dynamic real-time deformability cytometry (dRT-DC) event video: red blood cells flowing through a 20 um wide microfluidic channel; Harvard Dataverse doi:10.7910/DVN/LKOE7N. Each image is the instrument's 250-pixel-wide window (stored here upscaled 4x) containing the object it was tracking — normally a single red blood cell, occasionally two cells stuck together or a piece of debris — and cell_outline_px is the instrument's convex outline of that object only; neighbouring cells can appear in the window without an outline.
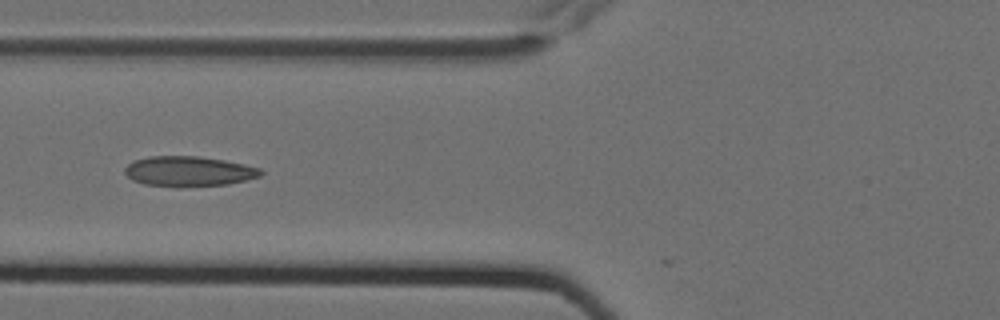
{"species": "Egyptian fruit bat (a non-hibernating species)", "species_latin": "Rousettus aegyptiacus", "temperature_condition": "cold", "stored_images_in_passage": 9, "camera_frame_rate_fps": 3000, "um_per_image_px": 0.085, "animal": {"sex": "female"}, "frame": {"image": 1, "passage_image": 6, "time_ms": 1.667, "image_size_px": [1000, 320], "cell_outline_px": [[264, 172], [260, 176], [228, 184], [180, 188], [176, 188], [144, 184], [132, 180], [124, 172], [124, 168], [132, 160], [148, 156], [200, 156], [224, 160], [244, 164], [260, 168]], "centroid_in_image_um": [16.01, 14.57], "position_along_channel_um": 109.8, "area_um2": 24.28}}
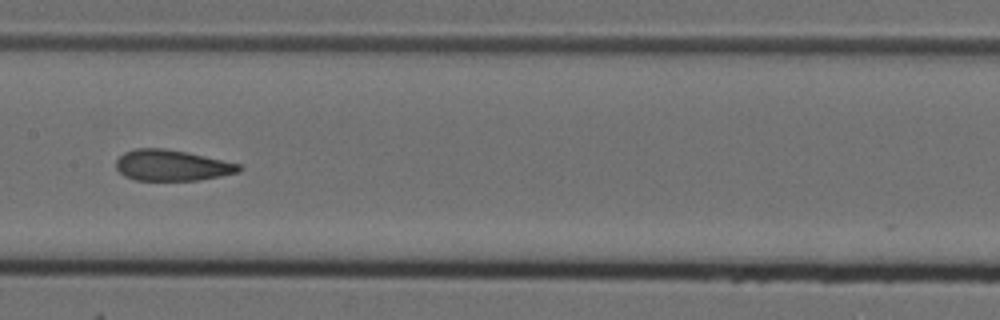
{"frame": {"image": 2, "passage_image": 8, "time_ms": 2.333, "image_size_px": [1000, 320], "cell_outline_px": [[244, 168], [240, 172], [200, 180], [136, 180], [124, 176], [116, 168], [116, 160], [124, 152], [136, 148], [164, 148], [188, 152], [240, 164]], "centroid_in_image_um": [14.62, 14.05], "position_along_channel_um": 192.8, "area_um2": 22.25}}
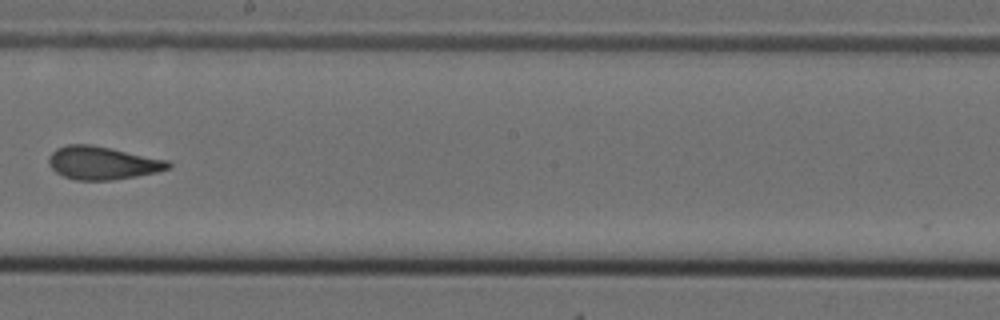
{"frame": {"image": 3, "passage_image": 9, "time_ms": 2.667, "image_size_px": [1000, 320], "cell_outline_px": [[172, 164], [168, 168], [156, 172], [136, 176], [112, 180], [76, 180], [64, 176], [56, 172], [48, 164], [48, 156], [56, 148], [68, 144], [92, 144], [168, 160]], "centroid_in_image_um": [8.68, 13.84], "position_along_channel_um": 239.5, "area_um2": 23.0}}